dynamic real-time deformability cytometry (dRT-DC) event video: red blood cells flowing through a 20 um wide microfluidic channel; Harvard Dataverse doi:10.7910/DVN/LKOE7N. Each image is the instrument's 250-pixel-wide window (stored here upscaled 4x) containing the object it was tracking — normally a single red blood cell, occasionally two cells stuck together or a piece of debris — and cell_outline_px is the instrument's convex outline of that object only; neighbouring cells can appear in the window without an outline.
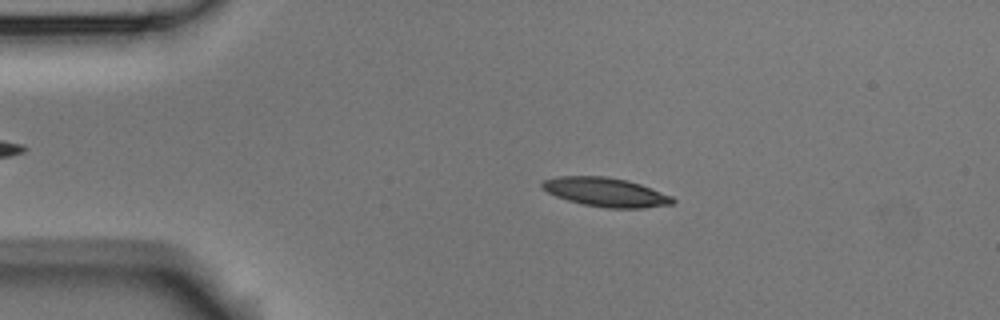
{"species": "Egyptian fruit bat (a non-hibernating species)", "species_latin": "Rousettus aegyptiacus", "temperature_condition": "room temperature", "stored_images_in_passage": 3, "camera_frame_rate_fps": 3000, "um_per_image_px": 0.085, "animal": {"sex": "male"}, "frame": {"image": 1, "passage_image": 2, "time_ms": 0.333, "image_size_px": [1000, 320], "cell_outline_px": [[676, 200], [672, 204], [644, 208], [604, 208], [584, 204], [568, 200], [556, 196], [548, 192], [540, 184], [544, 180], [560, 176], [604, 176], [628, 180], [640, 184], [672, 196]], "centroid_in_image_um": [51.51, 16.33], "position_along_channel_um": 33.5, "area_um2": 21.91}}